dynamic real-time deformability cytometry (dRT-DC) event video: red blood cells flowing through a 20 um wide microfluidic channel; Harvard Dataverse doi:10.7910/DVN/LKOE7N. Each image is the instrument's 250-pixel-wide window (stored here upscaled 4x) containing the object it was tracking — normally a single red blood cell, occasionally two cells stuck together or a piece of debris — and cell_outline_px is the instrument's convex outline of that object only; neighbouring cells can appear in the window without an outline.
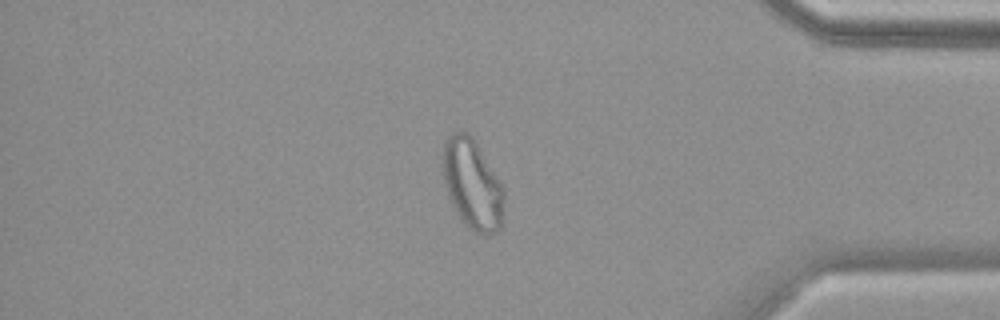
{"species": "common noctule bat (a hibernating species)", "species_latin": "Nyctalus noctula", "temperature_condition": "warm", "stored_images_in_passage": 54, "camera_frame_rate_fps": 3000, "um_per_image_px": 0.085, "animal": {"sex": "female", "body_mass_g": 19.9}, "frame": {"image": 1, "passage_image": 46, "time_ms": 15.0, "image_size_px": [1000, 320], "cell_outline_px": [[504, 204], [500, 228], [496, 232], [484, 236], [468, 228], [456, 212], [448, 196], [444, 184], [440, 156], [444, 140], [452, 132], [468, 132], [472, 136], [504, 188]], "centroid_in_image_um": [40.11, 15.64], "position_along_channel_um": 395.1, "area_um2": 32.54}}